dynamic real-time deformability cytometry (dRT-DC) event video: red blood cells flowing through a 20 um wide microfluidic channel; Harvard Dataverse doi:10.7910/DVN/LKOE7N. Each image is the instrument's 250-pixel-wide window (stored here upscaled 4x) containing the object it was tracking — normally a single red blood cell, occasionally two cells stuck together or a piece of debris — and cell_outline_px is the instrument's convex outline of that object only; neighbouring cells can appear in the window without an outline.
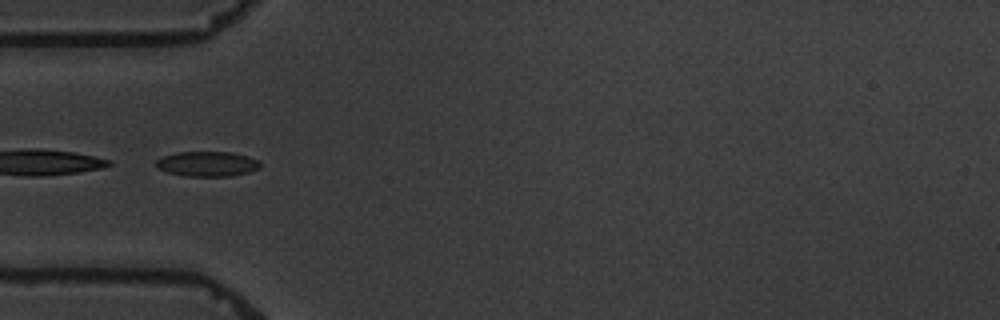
{"species": "common noctule bat (a hibernating species)", "species_latin": "Nyctalus noctula", "temperature_condition": "warm", "stored_images_in_passage": 10, "camera_frame_rate_fps": 3000, "um_per_image_px": 0.085, "animal": {"sex": "male", "body_mass_g": 19.5, "forearm_length_mm": 54.6}, "frame": {"image": 1, "passage_image": 5, "time_ms": 5.667, "image_size_px": [1000, 320], "cell_outline_px": [[260, 168], [248, 172], [232, 176], [184, 176], [168, 172], [156, 168], [156, 160], [164, 156], [176, 152], [228, 152], [248, 156], [256, 160], [260, 164]], "centroid_in_image_um": [17.59, 13.93], "position_along_channel_um": 67.4, "area_um2": 15.09}}
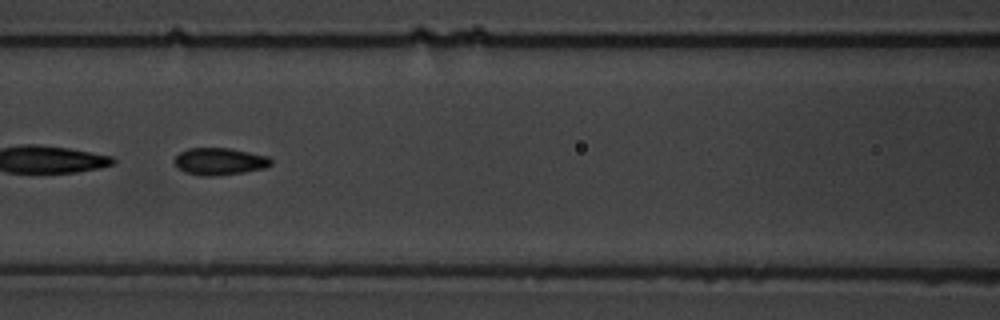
{"frame": {"image": 2, "passage_image": 7, "time_ms": 8.0, "image_size_px": [1000, 320], "cell_outline_px": [[272, 164], [264, 168], [244, 172], [216, 176], [200, 176], [184, 172], [172, 160], [180, 152], [188, 148], [232, 148], [268, 156], [272, 160]], "centroid_in_image_um": [18.67, 13.72], "position_along_channel_um": 147.9, "area_um2": 15.37}}